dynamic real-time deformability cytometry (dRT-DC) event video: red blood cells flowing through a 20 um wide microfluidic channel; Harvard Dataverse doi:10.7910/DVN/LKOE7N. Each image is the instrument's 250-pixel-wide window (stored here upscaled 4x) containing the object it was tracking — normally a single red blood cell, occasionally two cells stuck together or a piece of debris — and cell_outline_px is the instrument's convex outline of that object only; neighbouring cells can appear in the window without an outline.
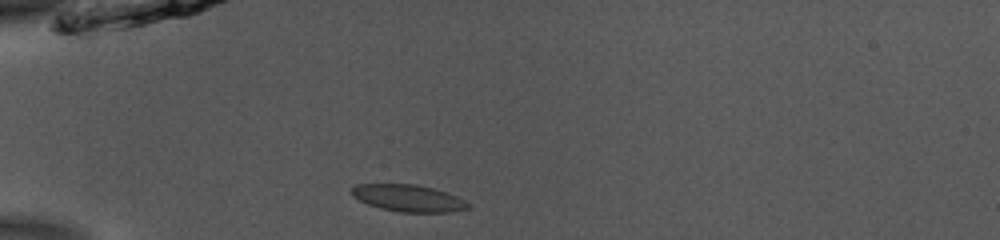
{"species": "common noctule bat (a hibernating species)", "species_latin": "Nyctalus noctula", "temperature_condition": "room temperature", "stored_images_in_passage": 38, "camera_frame_rate_fps": 3000, "um_per_image_px": 0.085, "animal": {"sex": "male", "body_mass_g": 13.0, "forearm_length_mm": 53.1}, "frame": {"image": 1, "passage_image": 1, "time_ms": 0.0, "image_size_px": [1000, 240], "cell_outline_px": [[468, 208], [448, 212], [400, 212], [380, 208], [368, 204], [352, 196], [352, 188], [356, 184], [416, 184], [436, 188], [448, 192], [464, 200], [468, 204]], "centroid_in_image_um": [34.7, 16.83], "position_along_channel_um": 50.3, "area_um2": 18.21}}
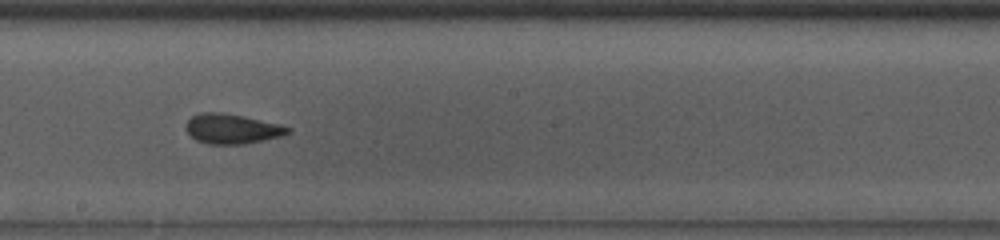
{"frame": {"image": 2, "passage_image": 16, "time_ms": 5.0, "image_size_px": [1000, 240], "cell_outline_px": [[292, 132], [280, 136], [264, 140], [244, 144], [208, 144], [196, 140], [184, 128], [188, 120], [192, 116], [200, 112], [220, 112], [244, 116], [280, 124], [292, 128]], "centroid_in_image_um": [19.73, 10.94], "position_along_channel_um": 228.5, "area_um2": 17.8}}
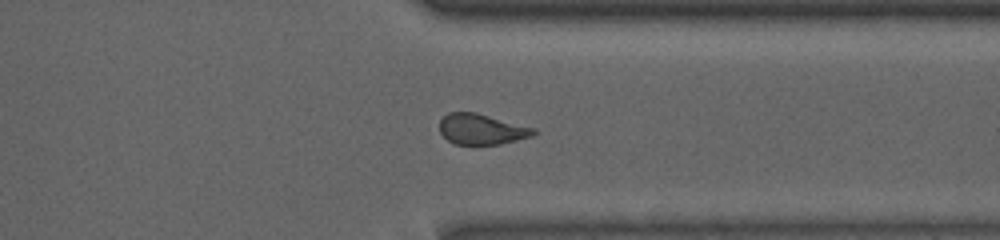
{"frame": {"image": 3, "passage_image": 27, "time_ms": 8.667, "image_size_px": [1000, 240], "cell_outline_px": [[536, 132], [532, 136], [500, 144], [456, 144], [448, 140], [440, 132], [440, 120], [448, 112], [476, 112], [536, 128]], "centroid_in_image_um": [40.94, 10.97], "position_along_channel_um": 370.5, "area_um2": 16.7}, "authors_computed_cell_mechanics": {"area_um2": 17.8024, "velocity_mm_per_s": 3.8872, "shape_relaxation_time_tau1_ms": 4.9202, "shape_relaxation_time_tau2_ms": 1.262, "deformation_change_tau1": 0.1183, "deformation_change_tau2": 0.0763}}